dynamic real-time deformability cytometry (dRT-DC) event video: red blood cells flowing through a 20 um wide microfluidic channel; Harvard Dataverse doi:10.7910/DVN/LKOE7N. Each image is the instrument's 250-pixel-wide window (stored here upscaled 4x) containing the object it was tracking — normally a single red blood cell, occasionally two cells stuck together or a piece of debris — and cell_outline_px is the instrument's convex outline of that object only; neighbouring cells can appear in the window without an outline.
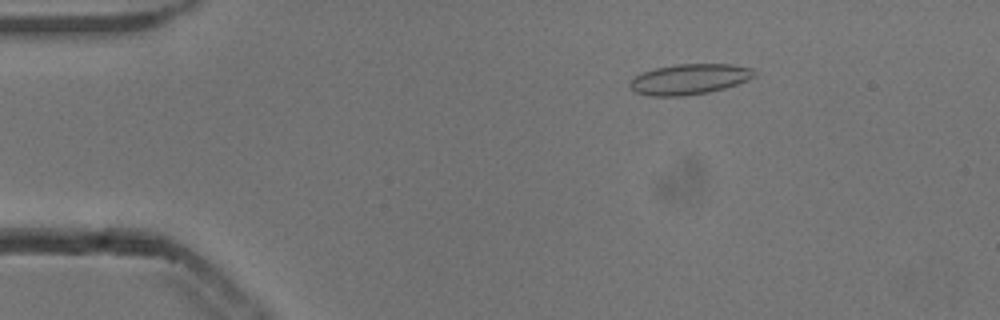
{"species": "common noctule bat (a hibernating species)", "species_latin": "Nyctalus noctula", "temperature_condition": "cold", "stored_images_in_passage": 53, "camera_frame_rate_fps": 3000, "um_per_image_px": 0.085, "animal": {"sex": "male", "body_mass_g": 13.3}, "frame": {"image": 1, "passage_image": 9, "time_ms": 2.667, "image_size_px": [1000, 320], "cell_outline_px": [[756, 76], [748, 80], [724, 88], [708, 92], [680, 96], [648, 96], [636, 92], [628, 84], [636, 76], [644, 72], [656, 68], [676, 64], [732, 64], [752, 68], [756, 72]], "centroid_in_image_um": [58.63, 6.72], "position_along_channel_um": 26.4, "area_um2": 21.96}}
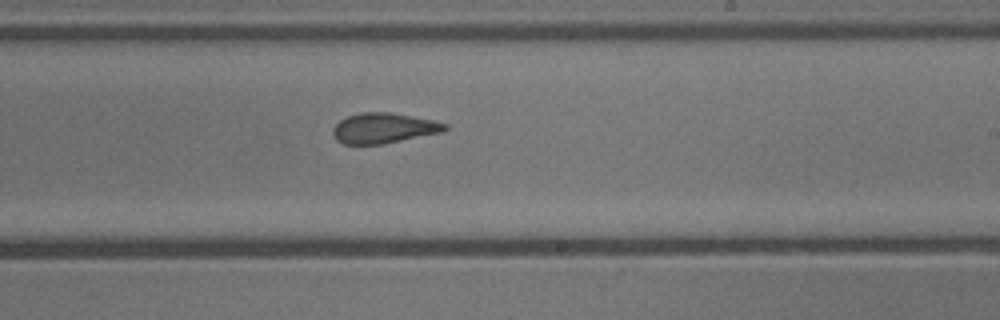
{"frame": {"image": 2, "passage_image": 32, "time_ms": 10.333, "image_size_px": [1000, 320], "cell_outline_px": [[448, 128], [444, 132], [384, 144], [344, 144], [336, 140], [332, 136], [332, 128], [340, 120], [348, 116], [360, 112], [388, 112], [432, 120], [448, 124]], "centroid_in_image_um": [32.6, 10.9], "position_along_channel_um": 256.4, "area_um2": 19.88}}
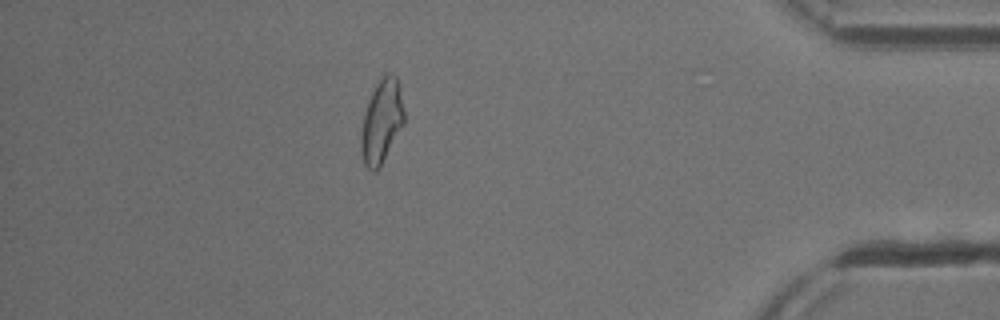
{"frame": {"image": 3, "passage_image": 47, "time_ms": 15.333, "image_size_px": [1000, 320], "cell_outline_px": [[404, 124], [380, 168], [376, 172], [372, 172], [364, 164], [360, 148], [360, 132], [364, 112], [368, 100], [376, 84], [388, 72], [392, 72], [396, 76], [400, 88], [404, 112]], "centroid_in_image_um": [32.43, 10.35], "position_along_channel_um": 402.8, "area_um2": 21.27}, "authors_computed_cell_mechanics": {"area_um2": 20.9814, "velocity_mm_per_s": 3.84, "shape_relaxation_time_tau1_ms": null, "shape_relaxation_time_tau2_ms": 1.5957, "deformation_change_tau1": null, "deformation_change_tau2": 0.0905}}